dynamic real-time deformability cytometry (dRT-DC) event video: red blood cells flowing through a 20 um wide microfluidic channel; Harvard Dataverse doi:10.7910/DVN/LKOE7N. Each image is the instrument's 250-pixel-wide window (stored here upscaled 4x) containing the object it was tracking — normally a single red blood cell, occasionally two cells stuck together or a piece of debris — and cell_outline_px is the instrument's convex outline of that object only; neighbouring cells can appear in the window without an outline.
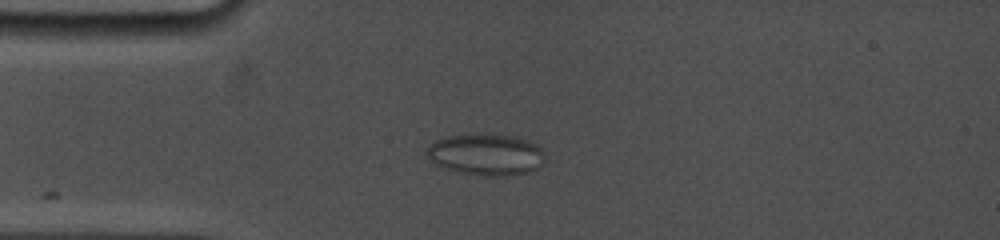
{"species": "common noctule bat (a hibernating species)", "species_latin": "Nyctalus noctula", "temperature_condition": "cold", "stored_images_in_passage": 24, "camera_frame_rate_fps": 5000, "um_per_image_px": 0.085, "animal": {"sex": "female", "body_mass_g": 19.0, "forearm_length_mm": 53.3}, "frame": {"image": 1, "passage_image": 1, "time_ms": 0.0, "image_size_px": [1000, 240], "cell_outline_px": [[544, 164], [528, 172], [504, 176], [484, 176], [464, 172], [448, 168], [436, 164], [428, 160], [424, 152], [428, 144], [436, 140], [448, 136], [512, 136], [528, 140], [536, 144], [544, 152]], "centroid_in_image_um": [41.31, 13.16], "position_along_channel_um": 43.7, "area_um2": 28.03}}